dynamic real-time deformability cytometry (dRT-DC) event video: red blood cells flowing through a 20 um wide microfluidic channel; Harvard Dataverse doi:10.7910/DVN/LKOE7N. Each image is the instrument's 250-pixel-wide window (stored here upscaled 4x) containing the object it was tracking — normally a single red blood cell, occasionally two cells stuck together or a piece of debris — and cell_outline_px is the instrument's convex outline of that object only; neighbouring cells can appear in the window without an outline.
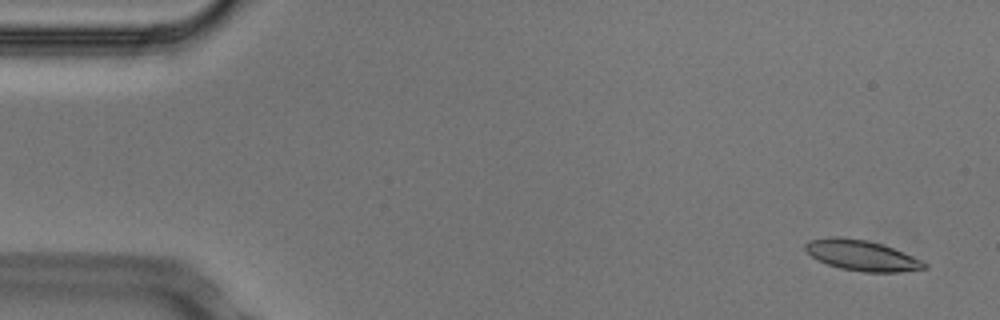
{"species": "Egyptian fruit bat (a non-hibernating species)", "species_latin": "Rousettus aegyptiacus", "temperature_condition": "cold", "stored_images_in_passage": 54, "camera_frame_rate_fps": 3000, "um_per_image_px": 0.085, "animal": {"sex": "male"}, "frame": {"image": 1, "passage_image": 3, "time_ms": 0.667, "image_size_px": [1000, 320], "cell_outline_px": [[928, 268], [900, 272], [864, 272], [840, 268], [828, 264], [812, 256], [804, 248], [804, 244], [808, 240], [832, 236], [840, 236], [868, 240], [884, 244], [912, 256], [928, 264]], "centroid_in_image_um": [73.25, 21.69], "position_along_channel_um": 11.7, "area_um2": 21.21}}
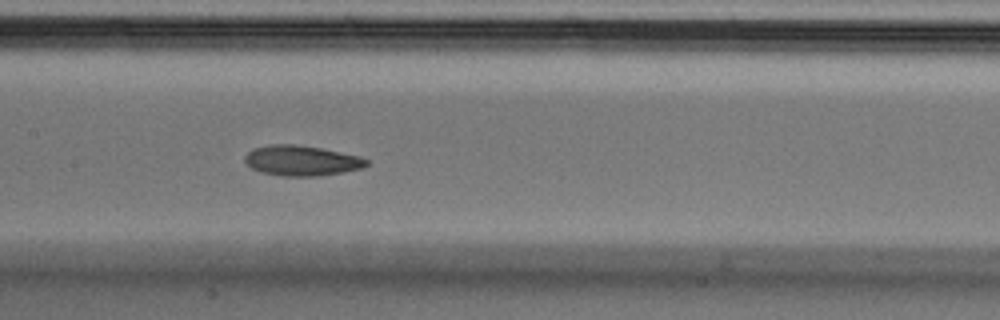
{"frame": {"image": 2, "passage_image": 26, "time_ms": 8.333, "image_size_px": [1000, 320], "cell_outline_px": [[368, 164], [364, 168], [320, 176], [280, 176], [260, 172], [252, 168], [244, 160], [244, 156], [252, 148], [268, 144], [292, 144], [320, 148], [360, 156], [368, 160]], "centroid_in_image_um": [25.62, 13.65], "position_along_channel_um": 181.8, "area_um2": 21.56}}
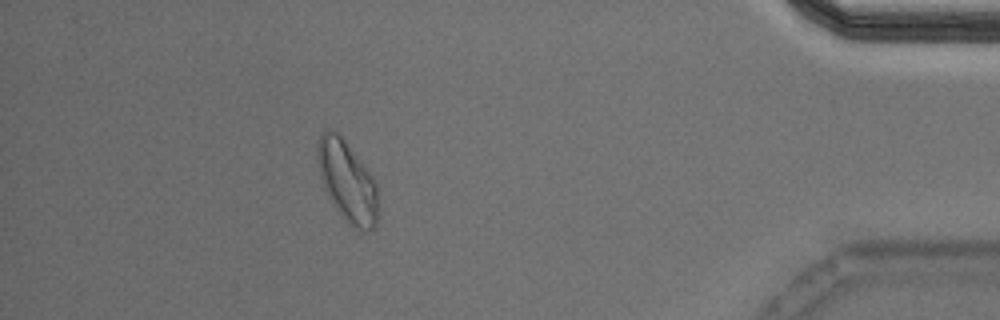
{"frame": {"image": 3, "passage_image": 48, "time_ms": 15.667, "image_size_px": [1000, 320], "cell_outline_px": [[376, 224], [368, 232], [360, 232], [348, 224], [332, 204], [324, 188], [320, 176], [316, 160], [316, 148], [320, 136], [328, 128], [332, 128], [344, 140], [372, 176], [376, 184]], "centroid_in_image_um": [29.47, 15.44], "position_along_channel_um": 405.7, "area_um2": 28.32}, "authors_computed_cell_mechanics": {"area_um2": 21.5594, "velocity_mm_per_s": 3.7275, "shape_relaxation_time_tau1_ms": 6.5948, "shape_relaxation_time_tau2_ms": 3.0883, "deformation_change_tau1": 0.1528, "deformation_change_tau2": 0.0818}}